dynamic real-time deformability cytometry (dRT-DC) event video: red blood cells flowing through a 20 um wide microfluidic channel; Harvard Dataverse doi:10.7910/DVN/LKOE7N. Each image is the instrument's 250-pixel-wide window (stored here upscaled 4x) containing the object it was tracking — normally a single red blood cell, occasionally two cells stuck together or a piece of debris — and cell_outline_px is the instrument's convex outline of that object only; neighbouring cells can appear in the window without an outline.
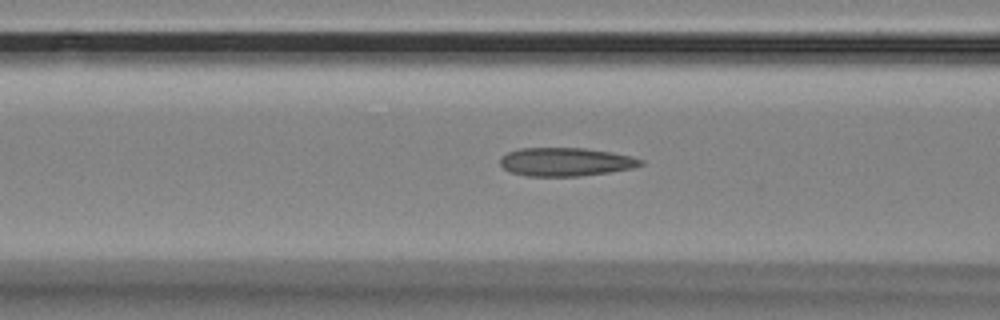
{"species": "Egyptian fruit bat (a non-hibernating species)", "species_latin": "Rousettus aegyptiacus", "temperature_condition": "room temperature", "stored_images_in_passage": 40, "camera_frame_rate_fps": 3000, "um_per_image_px": 0.085, "animal": {"sex": "female"}, "frame": {"image": 1, "passage_image": 13, "time_ms": 4.0, "image_size_px": [1000, 320], "cell_outline_px": [[644, 164], [636, 168], [580, 176], [524, 176], [512, 172], [504, 168], [500, 164], [500, 156], [508, 152], [520, 148], [584, 148], [612, 152], [632, 156], [644, 160]], "centroid_in_image_um": [48.11, 13.76], "position_along_channel_um": 118.5, "area_um2": 23.47}}
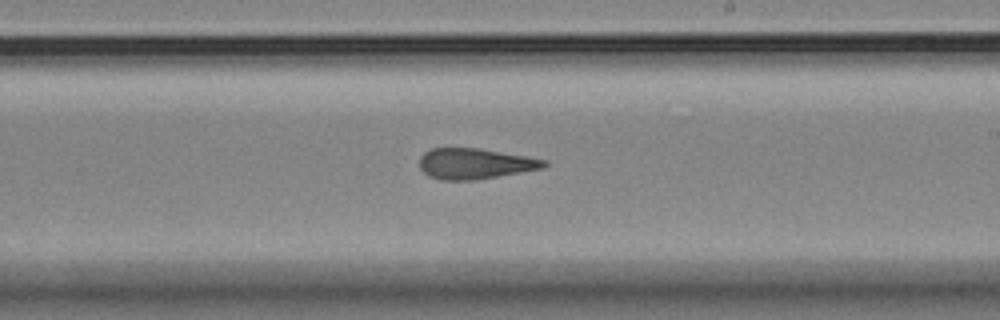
{"frame": {"image": 2, "passage_image": 24, "time_ms": 7.667, "image_size_px": [1000, 320], "cell_outline_px": [[548, 164], [544, 168], [472, 180], [440, 180], [428, 176], [420, 168], [420, 156], [424, 152], [432, 148], [480, 148], [528, 156], [548, 160]], "centroid_in_image_um": [40.37, 13.9], "position_along_channel_um": 248.6, "area_um2": 22.31}}
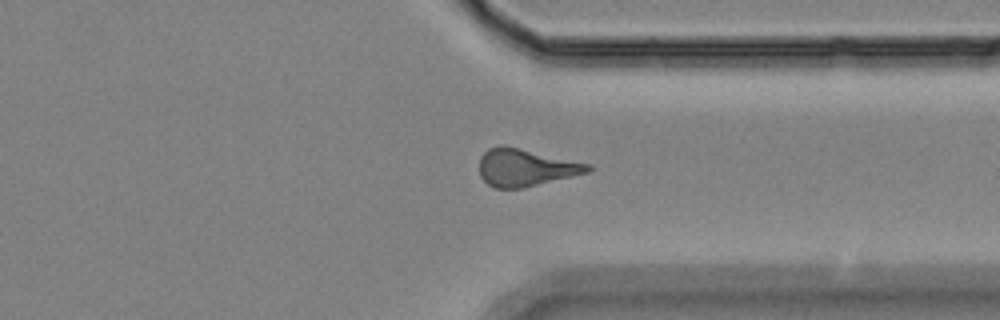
{"frame": {"image": 3, "passage_image": 34, "time_ms": 11.0, "image_size_px": [1000, 320], "cell_outline_px": [[592, 168], [588, 172], [520, 188], [496, 188], [488, 184], [480, 176], [480, 156], [488, 148], [504, 144], [592, 164]], "centroid_in_image_um": [44.66, 14.21], "position_along_channel_um": 366.7, "area_um2": 23.52}, "authors_computed_cell_mechanics": {"area_um2": 22.9755, "velocity_mm_per_s": 3.5428, "shape_relaxation_time_tau1_ms": null, "shape_relaxation_time_tau2_ms": 3.5613, "deformation_change_tau1": null, "deformation_change_tau2": 0.124}}